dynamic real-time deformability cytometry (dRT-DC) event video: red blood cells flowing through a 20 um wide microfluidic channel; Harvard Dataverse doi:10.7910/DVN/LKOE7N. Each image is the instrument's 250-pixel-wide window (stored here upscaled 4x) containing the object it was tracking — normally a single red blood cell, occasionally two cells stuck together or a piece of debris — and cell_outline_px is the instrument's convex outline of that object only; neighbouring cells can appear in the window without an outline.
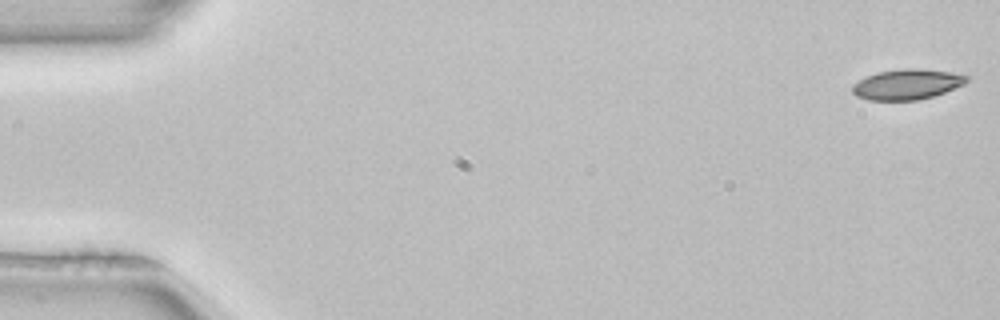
{"species": "common noctule bat (a hibernating species)", "species_latin": "Nyctalus noctula", "temperature_condition": "room temperature", "stored_images_in_passage": 52, "camera_frame_rate_fps": 3000, "um_per_image_px": 0.085, "animal": {"sex": "female", "body_mass_g": 22.7, "forearm_length_mm": 54.2}, "frame": {"image": 1, "passage_image": 1, "time_ms": 0.0, "image_size_px": [1000, 320], "cell_outline_px": [[972, 76], [964, 84], [944, 92], [920, 100], [868, 100], [856, 96], [852, 92], [852, 84], [864, 76], [876, 72], [904, 68], [920, 68], [952, 72]], "centroid_in_image_um": [77.08, 7.15], "position_along_channel_um": 7.9, "area_um2": 20.52}}
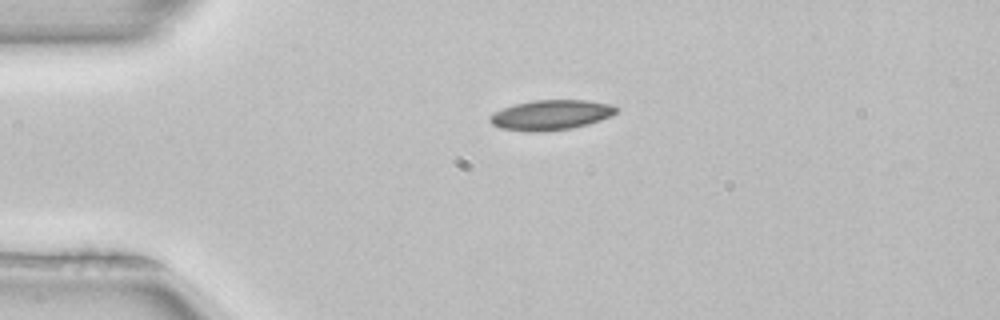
{"frame": {"image": 2, "passage_image": 12, "time_ms": 3.667, "image_size_px": [1000, 320], "cell_outline_px": [[616, 112], [600, 120], [588, 124], [572, 128], [544, 132], [528, 132], [500, 128], [492, 124], [488, 120], [488, 116], [504, 108], [516, 104], [532, 100], [588, 100], [612, 104], [616, 108]], "centroid_in_image_um": [46.8, 9.78], "position_along_channel_um": 38.2, "area_um2": 22.08}}
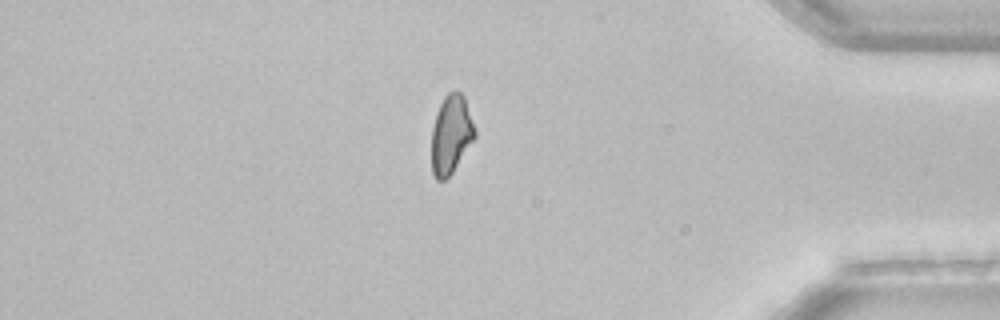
{"frame": {"image": 3, "passage_image": 44, "time_ms": 14.333, "image_size_px": [1000, 320], "cell_outline_px": [[476, 136], [452, 172], [444, 180], [436, 180], [432, 172], [432, 128], [436, 112], [444, 96], [448, 92], [456, 88], [464, 96], [476, 132]], "centroid_in_image_um": [38.33, 11.39], "position_along_channel_um": 396.9, "area_um2": 19.77}, "authors_computed_cell_mechanics": {"area_um2": 21.1259, "velocity_mm_per_s": 3.9914, "shape_relaxation_time_tau1_ms": 4.7824, "shape_relaxation_time_tau2_ms": null, "deformation_change_tau1": 0.1223, "deformation_change_tau2": null}}